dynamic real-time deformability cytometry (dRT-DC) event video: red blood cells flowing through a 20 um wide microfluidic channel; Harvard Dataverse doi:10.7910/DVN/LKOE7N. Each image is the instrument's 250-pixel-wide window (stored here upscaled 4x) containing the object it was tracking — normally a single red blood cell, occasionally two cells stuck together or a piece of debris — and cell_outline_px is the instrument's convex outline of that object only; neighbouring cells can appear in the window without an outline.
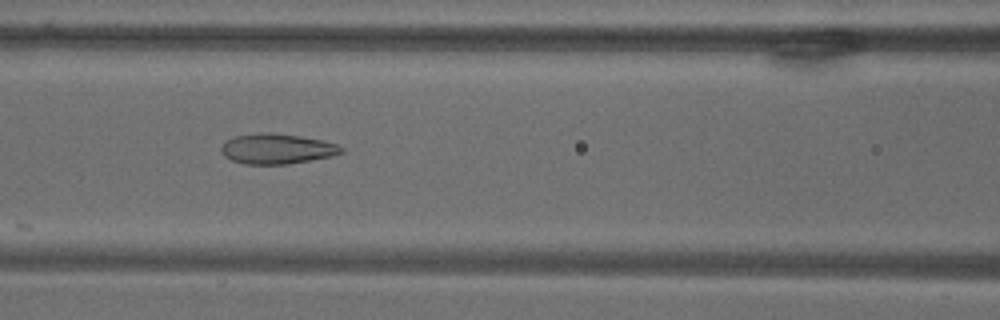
{"species": "common noctule bat (a hibernating species)", "species_latin": "Nyctalus noctula", "temperature_condition": "warm", "stored_images_in_passage": 4, "camera_frame_rate_fps": 3000, "um_per_image_px": 0.085, "animal": {"sex": "male", "body_mass_g": 18.8}, "frame": {"image": 1, "passage_image": 3, "time_ms": 2.333, "image_size_px": [1000, 320], "cell_outline_px": [[344, 152], [332, 156], [288, 164], [244, 164], [232, 160], [224, 156], [220, 148], [232, 136], [260, 132], [272, 132], [300, 136], [324, 140], [336, 144], [344, 148]], "centroid_in_image_um": [23.55, 12.64], "position_along_channel_um": 143.1, "area_um2": 21.27}}